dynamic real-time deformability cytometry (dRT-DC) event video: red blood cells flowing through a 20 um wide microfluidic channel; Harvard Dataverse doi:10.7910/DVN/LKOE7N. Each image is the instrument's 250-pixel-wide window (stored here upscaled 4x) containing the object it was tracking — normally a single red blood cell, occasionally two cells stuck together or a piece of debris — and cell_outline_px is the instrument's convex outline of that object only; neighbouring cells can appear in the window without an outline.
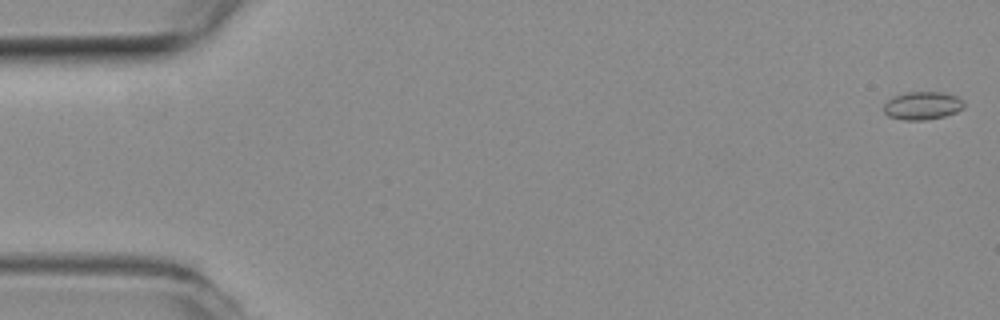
{"species": "common noctule bat (a hibernating species)", "species_latin": "Nyctalus noctula", "temperature_condition": "room temperature", "stored_images_in_passage": 56, "camera_frame_rate_fps": 3000, "um_per_image_px": 0.085, "animal": {"sex": "female", "body_mass_g": 19.3, "forearm_length_mm": 54.1}, "frame": {"image": 1, "passage_image": 1, "time_ms": 0.0, "image_size_px": [1000, 320], "cell_outline_px": [[964, 108], [956, 112], [944, 116], [924, 120], [904, 120], [888, 116], [884, 112], [884, 104], [892, 96], [904, 92], [944, 92], [956, 96], [964, 100]], "centroid_in_image_um": [78.41, 8.97], "position_along_channel_um": 6.6, "area_um2": 13.24}}
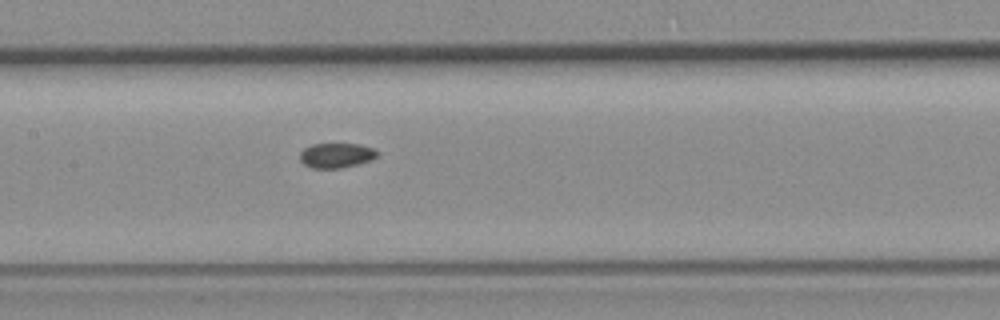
{"frame": {"image": 2, "passage_image": 27, "time_ms": 8.667, "image_size_px": [1000, 320], "cell_outline_px": [[380, 152], [372, 160], [340, 168], [312, 168], [304, 164], [300, 160], [300, 152], [304, 148], [312, 144], [360, 144], [372, 148]], "centroid_in_image_um": [28.58, 13.2], "position_along_channel_um": 178.8, "area_um2": 11.16}}
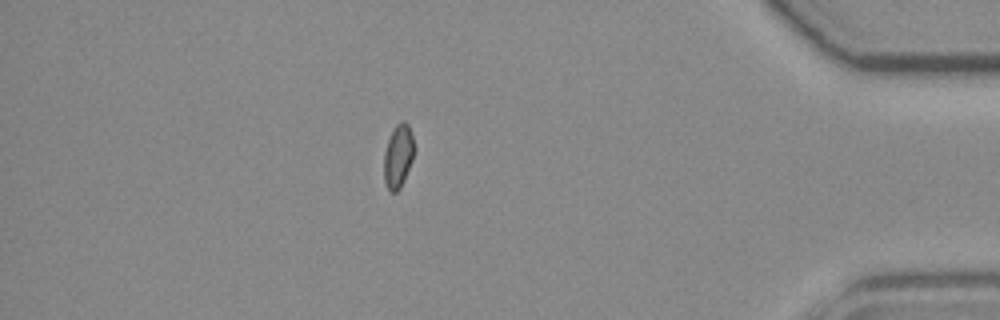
{"frame": {"image": 3, "passage_image": 49, "time_ms": 16.0, "image_size_px": [1000, 320], "cell_outline_px": [[412, 160], [404, 180], [400, 188], [396, 192], [388, 192], [384, 180], [384, 152], [388, 140], [396, 124], [400, 120], [404, 120], [408, 124], [412, 136]], "centroid_in_image_um": [33.81, 13.29], "position_along_channel_um": 401.4, "area_um2": 10.98}, "authors_computed_cell_mechanics": {"area_um2": 11.6178, "velocity_mm_per_s": 3.6539, "shape_relaxation_time_tau1_ms": null, "shape_relaxation_time_tau2_ms": 4.5156, "deformation_change_tau1": null, "deformation_change_tau2": 0.0638}}